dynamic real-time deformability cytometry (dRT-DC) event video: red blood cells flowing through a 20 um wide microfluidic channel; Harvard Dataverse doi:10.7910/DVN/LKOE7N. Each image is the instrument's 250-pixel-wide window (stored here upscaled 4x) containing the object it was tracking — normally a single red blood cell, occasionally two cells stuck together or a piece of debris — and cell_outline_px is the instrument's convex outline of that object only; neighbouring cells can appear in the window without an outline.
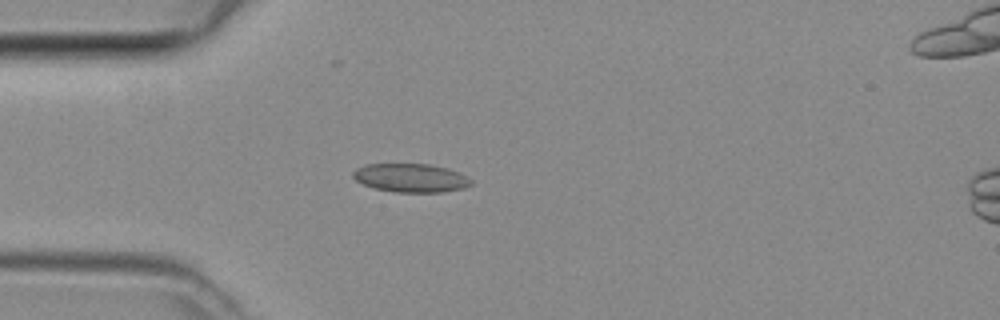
{"species": "common noctule bat (a hibernating species)", "species_latin": "Nyctalus noctula", "temperature_condition": "room temperature", "stored_images_in_passage": 1, "camera_frame_rate_fps": 3000, "um_per_image_px": 0.085, "animal": {"sex": "female", "body_mass_g": 29.2, "forearm_length_mm": 56.3}, "frame": {"image": 1, "passage_image": 1, "time_ms": 0.0, "image_size_px": [1000, 320], "cell_outline_px": [[472, 184], [464, 188], [444, 192], [392, 192], [372, 188], [356, 180], [352, 176], [352, 172], [356, 168], [368, 164], [428, 164], [448, 168], [460, 172], [472, 180]], "centroid_in_image_um": [34.92, 15.12], "position_along_channel_um": 50.1, "area_um2": 19.83}}